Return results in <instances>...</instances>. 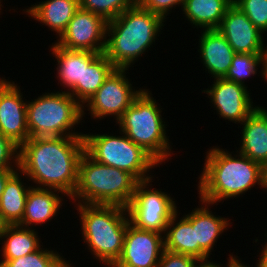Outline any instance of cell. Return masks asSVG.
I'll list each match as a JSON object with an SVG mask.
<instances>
[{"label": "cell", "mask_w": 267, "mask_h": 267, "mask_svg": "<svg viewBox=\"0 0 267 267\" xmlns=\"http://www.w3.org/2000/svg\"><path fill=\"white\" fill-rule=\"evenodd\" d=\"M42 245L34 252L18 259L0 261V267H70L63 253Z\"/></svg>", "instance_id": "cell-27"}, {"label": "cell", "mask_w": 267, "mask_h": 267, "mask_svg": "<svg viewBox=\"0 0 267 267\" xmlns=\"http://www.w3.org/2000/svg\"><path fill=\"white\" fill-rule=\"evenodd\" d=\"M233 0H184L183 18L198 30L217 29Z\"/></svg>", "instance_id": "cell-23"}, {"label": "cell", "mask_w": 267, "mask_h": 267, "mask_svg": "<svg viewBox=\"0 0 267 267\" xmlns=\"http://www.w3.org/2000/svg\"><path fill=\"white\" fill-rule=\"evenodd\" d=\"M200 32L197 51L205 73L212 79L224 78L235 55L234 50L217 29Z\"/></svg>", "instance_id": "cell-17"}, {"label": "cell", "mask_w": 267, "mask_h": 267, "mask_svg": "<svg viewBox=\"0 0 267 267\" xmlns=\"http://www.w3.org/2000/svg\"><path fill=\"white\" fill-rule=\"evenodd\" d=\"M198 262L192 256L164 249L157 267H195Z\"/></svg>", "instance_id": "cell-33"}, {"label": "cell", "mask_w": 267, "mask_h": 267, "mask_svg": "<svg viewBox=\"0 0 267 267\" xmlns=\"http://www.w3.org/2000/svg\"><path fill=\"white\" fill-rule=\"evenodd\" d=\"M164 22L161 16L137 3L108 21L104 54L119 69H130L159 40Z\"/></svg>", "instance_id": "cell-3"}, {"label": "cell", "mask_w": 267, "mask_h": 267, "mask_svg": "<svg viewBox=\"0 0 267 267\" xmlns=\"http://www.w3.org/2000/svg\"><path fill=\"white\" fill-rule=\"evenodd\" d=\"M202 93L207 94L210 106L216 110L219 118L235 124H241L259 105L251 98L250 89L239 83L217 78ZM214 106V107H213Z\"/></svg>", "instance_id": "cell-12"}, {"label": "cell", "mask_w": 267, "mask_h": 267, "mask_svg": "<svg viewBox=\"0 0 267 267\" xmlns=\"http://www.w3.org/2000/svg\"><path fill=\"white\" fill-rule=\"evenodd\" d=\"M8 225L9 224L3 219L2 215L0 214V239Z\"/></svg>", "instance_id": "cell-39"}, {"label": "cell", "mask_w": 267, "mask_h": 267, "mask_svg": "<svg viewBox=\"0 0 267 267\" xmlns=\"http://www.w3.org/2000/svg\"><path fill=\"white\" fill-rule=\"evenodd\" d=\"M83 119V106L62 90L48 91L27 101L30 138L83 136L84 132L76 130Z\"/></svg>", "instance_id": "cell-7"}, {"label": "cell", "mask_w": 267, "mask_h": 267, "mask_svg": "<svg viewBox=\"0 0 267 267\" xmlns=\"http://www.w3.org/2000/svg\"><path fill=\"white\" fill-rule=\"evenodd\" d=\"M260 253H259V257L256 261V264L259 266V267H267V253L262 249L260 248Z\"/></svg>", "instance_id": "cell-36"}, {"label": "cell", "mask_w": 267, "mask_h": 267, "mask_svg": "<svg viewBox=\"0 0 267 267\" xmlns=\"http://www.w3.org/2000/svg\"><path fill=\"white\" fill-rule=\"evenodd\" d=\"M27 7L22 13L47 26L58 39L79 8V0H45Z\"/></svg>", "instance_id": "cell-20"}, {"label": "cell", "mask_w": 267, "mask_h": 267, "mask_svg": "<svg viewBox=\"0 0 267 267\" xmlns=\"http://www.w3.org/2000/svg\"><path fill=\"white\" fill-rule=\"evenodd\" d=\"M266 192H267V167H266Z\"/></svg>", "instance_id": "cell-42"}, {"label": "cell", "mask_w": 267, "mask_h": 267, "mask_svg": "<svg viewBox=\"0 0 267 267\" xmlns=\"http://www.w3.org/2000/svg\"><path fill=\"white\" fill-rule=\"evenodd\" d=\"M263 34L267 32V0H233Z\"/></svg>", "instance_id": "cell-30"}, {"label": "cell", "mask_w": 267, "mask_h": 267, "mask_svg": "<svg viewBox=\"0 0 267 267\" xmlns=\"http://www.w3.org/2000/svg\"><path fill=\"white\" fill-rule=\"evenodd\" d=\"M38 234L37 229L8 225L0 239V261L18 259L36 251L42 243Z\"/></svg>", "instance_id": "cell-25"}, {"label": "cell", "mask_w": 267, "mask_h": 267, "mask_svg": "<svg viewBox=\"0 0 267 267\" xmlns=\"http://www.w3.org/2000/svg\"><path fill=\"white\" fill-rule=\"evenodd\" d=\"M0 169H19V146L0 132Z\"/></svg>", "instance_id": "cell-31"}, {"label": "cell", "mask_w": 267, "mask_h": 267, "mask_svg": "<svg viewBox=\"0 0 267 267\" xmlns=\"http://www.w3.org/2000/svg\"><path fill=\"white\" fill-rule=\"evenodd\" d=\"M217 30L226 38L235 53L265 54L267 51L265 35L234 3L228 8Z\"/></svg>", "instance_id": "cell-15"}, {"label": "cell", "mask_w": 267, "mask_h": 267, "mask_svg": "<svg viewBox=\"0 0 267 267\" xmlns=\"http://www.w3.org/2000/svg\"><path fill=\"white\" fill-rule=\"evenodd\" d=\"M136 3L148 11L161 16L165 21L171 14V10L184 5V0H136ZM174 7V8H173Z\"/></svg>", "instance_id": "cell-32"}, {"label": "cell", "mask_w": 267, "mask_h": 267, "mask_svg": "<svg viewBox=\"0 0 267 267\" xmlns=\"http://www.w3.org/2000/svg\"><path fill=\"white\" fill-rule=\"evenodd\" d=\"M209 148L198 176V198L218 205L224 200L239 199L256 185L266 189V169L260 163L237 149L234 154V150L230 152L219 146Z\"/></svg>", "instance_id": "cell-2"}, {"label": "cell", "mask_w": 267, "mask_h": 267, "mask_svg": "<svg viewBox=\"0 0 267 267\" xmlns=\"http://www.w3.org/2000/svg\"><path fill=\"white\" fill-rule=\"evenodd\" d=\"M149 90L141 91L116 124L119 131L125 133L159 165H162L175 155V151L172 150V142L166 133L168 126L162 117L164 108H161Z\"/></svg>", "instance_id": "cell-5"}, {"label": "cell", "mask_w": 267, "mask_h": 267, "mask_svg": "<svg viewBox=\"0 0 267 267\" xmlns=\"http://www.w3.org/2000/svg\"><path fill=\"white\" fill-rule=\"evenodd\" d=\"M164 249V234L137 228L129 220L121 256L111 267H157Z\"/></svg>", "instance_id": "cell-13"}, {"label": "cell", "mask_w": 267, "mask_h": 267, "mask_svg": "<svg viewBox=\"0 0 267 267\" xmlns=\"http://www.w3.org/2000/svg\"><path fill=\"white\" fill-rule=\"evenodd\" d=\"M119 134H83L85 152L101 164L129 172L139 182L155 178L151 170L160 165L125 133Z\"/></svg>", "instance_id": "cell-8"}, {"label": "cell", "mask_w": 267, "mask_h": 267, "mask_svg": "<svg viewBox=\"0 0 267 267\" xmlns=\"http://www.w3.org/2000/svg\"><path fill=\"white\" fill-rule=\"evenodd\" d=\"M64 196L68 197L57 189L37 188L33 184L27 195L23 219L18 225L36 229V226L49 223L63 209Z\"/></svg>", "instance_id": "cell-18"}, {"label": "cell", "mask_w": 267, "mask_h": 267, "mask_svg": "<svg viewBox=\"0 0 267 267\" xmlns=\"http://www.w3.org/2000/svg\"><path fill=\"white\" fill-rule=\"evenodd\" d=\"M2 1H3V0H0V15L2 14V10H3V9H2V6H3V5L1 4Z\"/></svg>", "instance_id": "cell-41"}, {"label": "cell", "mask_w": 267, "mask_h": 267, "mask_svg": "<svg viewBox=\"0 0 267 267\" xmlns=\"http://www.w3.org/2000/svg\"><path fill=\"white\" fill-rule=\"evenodd\" d=\"M50 52L57 63L56 76L58 85L64 92H70L76 85H82L84 62L94 53L89 50L67 49L52 43ZM67 88V89H66Z\"/></svg>", "instance_id": "cell-21"}, {"label": "cell", "mask_w": 267, "mask_h": 267, "mask_svg": "<svg viewBox=\"0 0 267 267\" xmlns=\"http://www.w3.org/2000/svg\"><path fill=\"white\" fill-rule=\"evenodd\" d=\"M82 240L93 259L111 267L121 256L129 222L128 210L119 205L74 203Z\"/></svg>", "instance_id": "cell-4"}, {"label": "cell", "mask_w": 267, "mask_h": 267, "mask_svg": "<svg viewBox=\"0 0 267 267\" xmlns=\"http://www.w3.org/2000/svg\"><path fill=\"white\" fill-rule=\"evenodd\" d=\"M138 183L129 172L101 164L84 152L79 161L78 184L69 200L127 208Z\"/></svg>", "instance_id": "cell-6"}, {"label": "cell", "mask_w": 267, "mask_h": 267, "mask_svg": "<svg viewBox=\"0 0 267 267\" xmlns=\"http://www.w3.org/2000/svg\"><path fill=\"white\" fill-rule=\"evenodd\" d=\"M5 78H0V132L20 147L30 138L27 99L21 93V86Z\"/></svg>", "instance_id": "cell-14"}, {"label": "cell", "mask_w": 267, "mask_h": 267, "mask_svg": "<svg viewBox=\"0 0 267 267\" xmlns=\"http://www.w3.org/2000/svg\"><path fill=\"white\" fill-rule=\"evenodd\" d=\"M135 4L136 0H79V7L98 14L107 21L115 19Z\"/></svg>", "instance_id": "cell-29"}, {"label": "cell", "mask_w": 267, "mask_h": 267, "mask_svg": "<svg viewBox=\"0 0 267 267\" xmlns=\"http://www.w3.org/2000/svg\"><path fill=\"white\" fill-rule=\"evenodd\" d=\"M264 236L267 238V231ZM260 247L267 253V239L265 240L264 245H261Z\"/></svg>", "instance_id": "cell-40"}, {"label": "cell", "mask_w": 267, "mask_h": 267, "mask_svg": "<svg viewBox=\"0 0 267 267\" xmlns=\"http://www.w3.org/2000/svg\"><path fill=\"white\" fill-rule=\"evenodd\" d=\"M242 126V127H241ZM238 152L267 167V109L258 106L241 124Z\"/></svg>", "instance_id": "cell-19"}, {"label": "cell", "mask_w": 267, "mask_h": 267, "mask_svg": "<svg viewBox=\"0 0 267 267\" xmlns=\"http://www.w3.org/2000/svg\"><path fill=\"white\" fill-rule=\"evenodd\" d=\"M262 80L264 79V81L267 83V51L265 52V54L263 55V60H262Z\"/></svg>", "instance_id": "cell-38"}, {"label": "cell", "mask_w": 267, "mask_h": 267, "mask_svg": "<svg viewBox=\"0 0 267 267\" xmlns=\"http://www.w3.org/2000/svg\"><path fill=\"white\" fill-rule=\"evenodd\" d=\"M128 71L129 69L116 68L110 74L91 99L83 105V117L85 114L87 116L86 112L89 111L91 120H104L113 116L117 122L121 118L143 90V87H133L126 75L129 74Z\"/></svg>", "instance_id": "cell-10"}, {"label": "cell", "mask_w": 267, "mask_h": 267, "mask_svg": "<svg viewBox=\"0 0 267 267\" xmlns=\"http://www.w3.org/2000/svg\"><path fill=\"white\" fill-rule=\"evenodd\" d=\"M199 206L184 215L191 221L196 236V259L208 261L220 236L232 226L231 219L216 215L214 204L199 198ZM211 206V207H210ZM211 208V209H210ZM215 214V215H214ZM230 226V227H229Z\"/></svg>", "instance_id": "cell-16"}, {"label": "cell", "mask_w": 267, "mask_h": 267, "mask_svg": "<svg viewBox=\"0 0 267 267\" xmlns=\"http://www.w3.org/2000/svg\"><path fill=\"white\" fill-rule=\"evenodd\" d=\"M19 169H0V198L4 191L6 182L18 171Z\"/></svg>", "instance_id": "cell-34"}, {"label": "cell", "mask_w": 267, "mask_h": 267, "mask_svg": "<svg viewBox=\"0 0 267 267\" xmlns=\"http://www.w3.org/2000/svg\"><path fill=\"white\" fill-rule=\"evenodd\" d=\"M195 267H222V264L220 263H215V262H211V260L208 261H199Z\"/></svg>", "instance_id": "cell-37"}, {"label": "cell", "mask_w": 267, "mask_h": 267, "mask_svg": "<svg viewBox=\"0 0 267 267\" xmlns=\"http://www.w3.org/2000/svg\"><path fill=\"white\" fill-rule=\"evenodd\" d=\"M115 69L104 53H93L84 62L82 85H76L69 94L83 106Z\"/></svg>", "instance_id": "cell-22"}, {"label": "cell", "mask_w": 267, "mask_h": 267, "mask_svg": "<svg viewBox=\"0 0 267 267\" xmlns=\"http://www.w3.org/2000/svg\"><path fill=\"white\" fill-rule=\"evenodd\" d=\"M108 21L79 7L55 44L67 49L104 53Z\"/></svg>", "instance_id": "cell-11"}, {"label": "cell", "mask_w": 267, "mask_h": 267, "mask_svg": "<svg viewBox=\"0 0 267 267\" xmlns=\"http://www.w3.org/2000/svg\"><path fill=\"white\" fill-rule=\"evenodd\" d=\"M263 55L264 54L235 53L231 66L224 79L248 87V85L245 84L247 78L250 79L251 76L254 78V75H257L258 72L260 76H262V69L260 68H262Z\"/></svg>", "instance_id": "cell-28"}, {"label": "cell", "mask_w": 267, "mask_h": 267, "mask_svg": "<svg viewBox=\"0 0 267 267\" xmlns=\"http://www.w3.org/2000/svg\"><path fill=\"white\" fill-rule=\"evenodd\" d=\"M84 152L83 136L29 138L19 147V170L34 187L57 189L70 199Z\"/></svg>", "instance_id": "cell-1"}, {"label": "cell", "mask_w": 267, "mask_h": 267, "mask_svg": "<svg viewBox=\"0 0 267 267\" xmlns=\"http://www.w3.org/2000/svg\"><path fill=\"white\" fill-rule=\"evenodd\" d=\"M26 179L28 178L18 170L6 182L1 195L0 214L9 225H17L23 219L27 195L32 186L24 182Z\"/></svg>", "instance_id": "cell-24"}, {"label": "cell", "mask_w": 267, "mask_h": 267, "mask_svg": "<svg viewBox=\"0 0 267 267\" xmlns=\"http://www.w3.org/2000/svg\"><path fill=\"white\" fill-rule=\"evenodd\" d=\"M152 180L155 178L137 184L127 207L129 219L137 228L165 234L168 222L178 210V203L172 194L152 188Z\"/></svg>", "instance_id": "cell-9"}, {"label": "cell", "mask_w": 267, "mask_h": 267, "mask_svg": "<svg viewBox=\"0 0 267 267\" xmlns=\"http://www.w3.org/2000/svg\"><path fill=\"white\" fill-rule=\"evenodd\" d=\"M179 214V215H178ZM177 210L167 224L164 234L165 249L196 258V236L191 221Z\"/></svg>", "instance_id": "cell-26"}, {"label": "cell", "mask_w": 267, "mask_h": 267, "mask_svg": "<svg viewBox=\"0 0 267 267\" xmlns=\"http://www.w3.org/2000/svg\"><path fill=\"white\" fill-rule=\"evenodd\" d=\"M229 257L227 258L228 262H226L227 264H225L226 266L224 267H250L249 265L244 264L243 261L239 258V256H235L232 253L228 255ZM223 267V264H222ZM252 267V265H251ZM255 267H259L257 264H255Z\"/></svg>", "instance_id": "cell-35"}]
</instances>
